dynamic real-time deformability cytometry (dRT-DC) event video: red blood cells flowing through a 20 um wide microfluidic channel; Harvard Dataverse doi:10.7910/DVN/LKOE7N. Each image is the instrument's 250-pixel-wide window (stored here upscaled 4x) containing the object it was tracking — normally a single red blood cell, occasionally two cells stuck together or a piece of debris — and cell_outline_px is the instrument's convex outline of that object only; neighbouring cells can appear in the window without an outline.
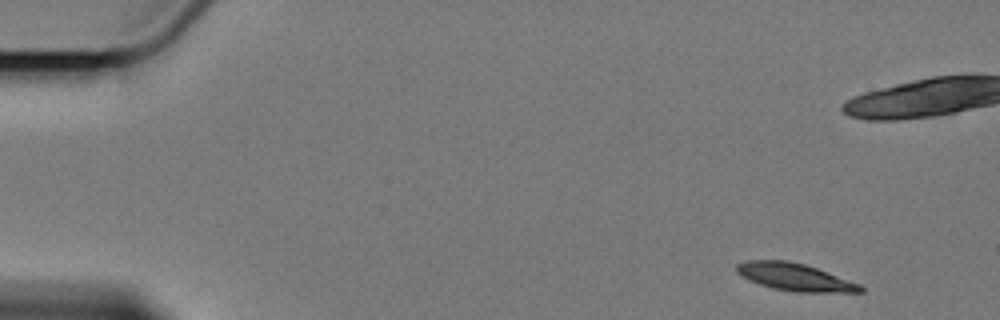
{"species": "Egyptian fruit bat (a non-hibernating species)", "species_latin": "Rousettus aegyptiacus", "temperature_condition": "cold", "stored_images_in_passage": 10, "camera_frame_rate_fps": 3000, "um_per_image_px": 0.085, "animal": {"sex": "female"}, "frame": {"image": 1, "passage_image": 1, "time_ms": 0.0, "image_size_px": [1000, 320], "cell_outline_px": [[864, 292], [792, 292], [772, 288], [748, 280], [736, 272], [736, 264], [744, 260], [788, 260], [804, 264], [816, 268], [860, 284], [864, 288]], "centroid_in_image_um": [67.52, 23.55], "position_along_channel_um": 17.5, "area_um2": 19.83}}
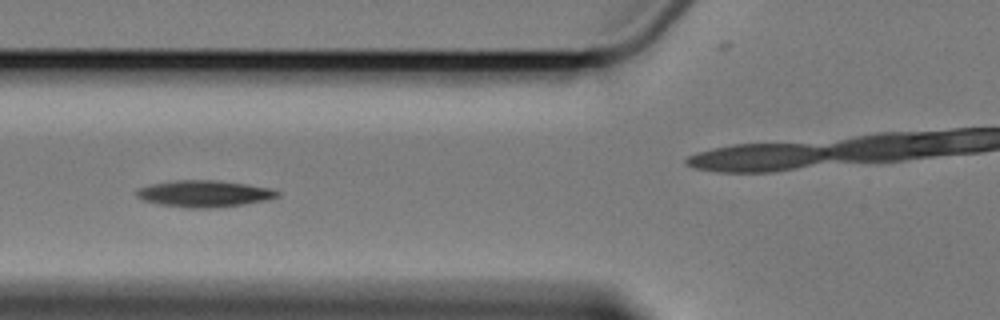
{"frame": {"image": 2, "passage_image": 6, "time_ms": 6.0, "image_size_px": [1000, 320], "cell_outline_px": [[280, 196], [268, 200], [244, 204], [212, 208], [184, 208], [160, 204], [144, 200], [136, 196], [136, 192], [140, 188], [152, 184], [176, 180], [216, 180], [248, 184], [268, 188], [280, 192]], "centroid_in_image_um": [17.39, 16.47], "position_along_channel_um": 108.4, "area_um2": 21.79}}
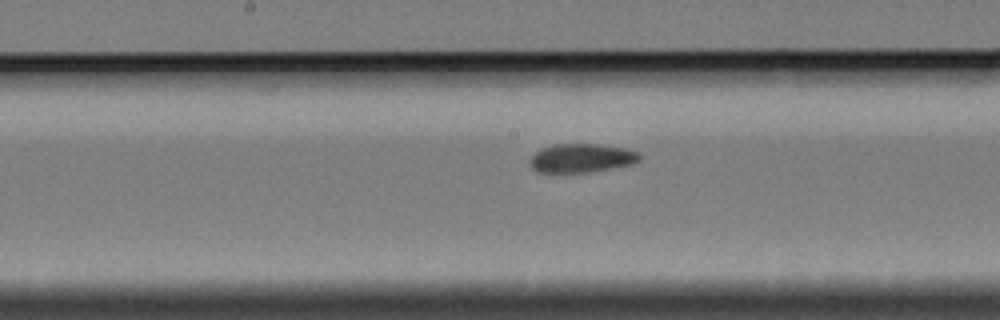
{"frame": {"image": 3, "passage_image": 10, "time_ms": 13.333, "image_size_px": [1000, 320], "cell_outline_px": [[640, 160], [632, 164], [612, 168], [588, 172], [536, 172], [528, 164], [528, 160], [540, 148], [556, 144], [600, 144], [628, 148], [640, 152]], "centroid_in_image_um": [49.43, 13.43], "position_along_channel_um": 198.8, "area_um2": 18.61}}